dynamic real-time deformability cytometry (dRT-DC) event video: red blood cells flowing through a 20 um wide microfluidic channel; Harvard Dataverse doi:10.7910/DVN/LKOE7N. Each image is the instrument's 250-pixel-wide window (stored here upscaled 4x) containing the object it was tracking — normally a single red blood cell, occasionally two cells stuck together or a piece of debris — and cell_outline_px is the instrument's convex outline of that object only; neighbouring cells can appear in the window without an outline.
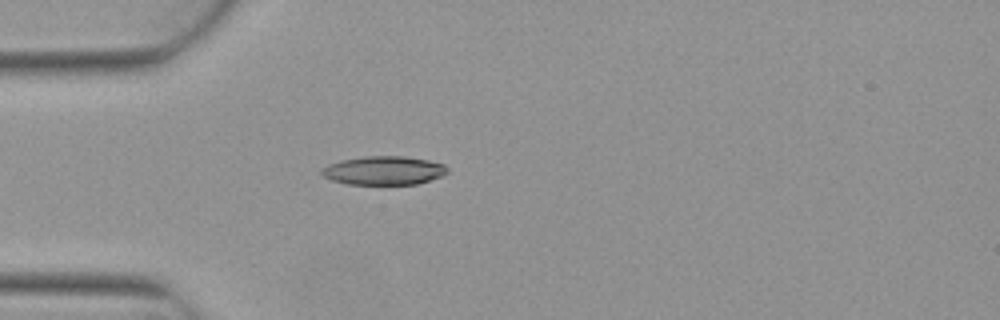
{"species": "Egyptian fruit bat (a non-hibernating species)", "species_latin": "Rousettus aegyptiacus", "temperature_condition": "warm", "stored_images_in_passage": 4, "camera_frame_rate_fps": 3000, "um_per_image_px": 0.085, "animal": {"sex": "female"}, "frame": {"image": 1, "passage_image": 4, "time_ms": 1.0, "image_size_px": [1000, 320], "cell_outline_px": [[448, 172], [440, 176], [416, 184], [348, 184], [332, 180], [324, 176], [320, 172], [320, 168], [328, 164], [340, 160], [364, 156], [404, 156], [428, 160], [444, 164], [448, 168]], "centroid_in_image_um": [32.59, 14.48], "position_along_channel_um": 52.4, "area_um2": 20.98}}